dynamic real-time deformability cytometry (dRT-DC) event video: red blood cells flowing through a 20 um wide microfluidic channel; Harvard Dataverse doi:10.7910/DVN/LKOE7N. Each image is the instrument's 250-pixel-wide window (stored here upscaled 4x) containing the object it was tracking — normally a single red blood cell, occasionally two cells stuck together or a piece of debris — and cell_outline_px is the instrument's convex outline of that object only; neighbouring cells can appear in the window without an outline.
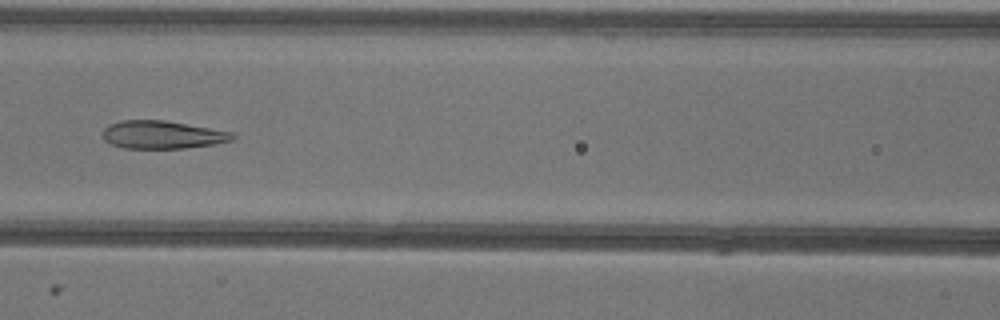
{"species": "common noctule bat (a hibernating species)", "species_latin": "Nyctalus noctula", "temperature_condition": "warm", "stored_images_in_passage": 50, "camera_frame_rate_fps": 3000, "um_per_image_px": 0.085, "animal": {"sex": "female"}, "frame": {"image": 1, "passage_image": 21, "time_ms": 6.667, "image_size_px": [1000, 320], "cell_outline_px": [[236, 136], [232, 140], [212, 144], [184, 148], [124, 148], [112, 144], [104, 140], [104, 128], [108, 124], [120, 120], [164, 120], [236, 132]], "centroid_in_image_um": [13.82, 11.44], "position_along_channel_um": 152.8, "area_um2": 21.15}}
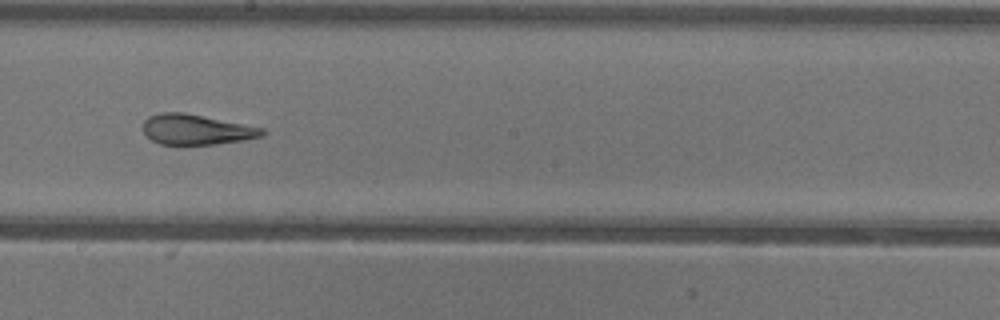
{"frame": {"image": 2, "passage_image": 27, "time_ms": 8.667, "image_size_px": [1000, 320], "cell_outline_px": [[268, 132], [260, 136], [244, 140], [216, 144], [160, 144], [152, 140], [144, 132], [144, 120], [148, 116], [160, 112], [184, 112], [264, 128]], "centroid_in_image_um": [16.69, 11.0], "position_along_channel_um": 231.5, "area_um2": 20.92}}
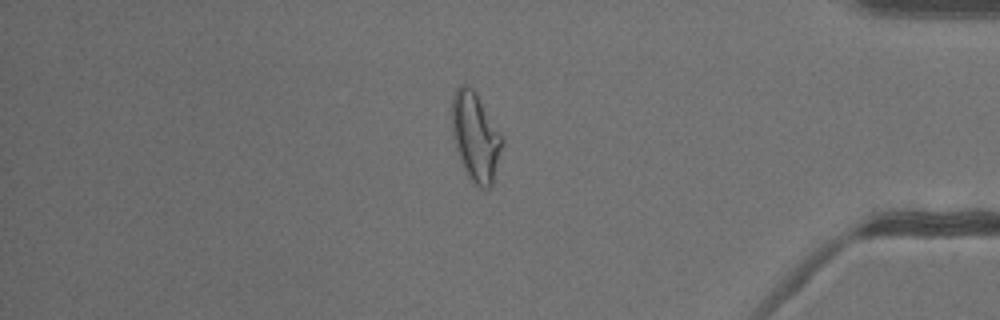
{"frame": {"image": 3, "passage_image": 42, "time_ms": 13.667, "image_size_px": [1000, 320], "cell_outline_px": [[504, 144], [492, 184], [488, 188], [476, 188], [468, 176], [460, 160], [452, 136], [452, 96], [456, 88], [460, 84], [468, 84], [476, 92], [500, 132], [504, 140]], "centroid_in_image_um": [40.42, 11.62], "position_along_channel_um": 394.8, "area_um2": 26.24}, "authors_computed_cell_mechanics": {"area_um2": 25.0563, "velocity_mm_per_s": 3.9461, "shape_relaxation_time_tau1_ms": null, "shape_relaxation_time_tau2_ms": 1.6806, "deformation_change_tau1": null, "deformation_change_tau2": 0.1119}}